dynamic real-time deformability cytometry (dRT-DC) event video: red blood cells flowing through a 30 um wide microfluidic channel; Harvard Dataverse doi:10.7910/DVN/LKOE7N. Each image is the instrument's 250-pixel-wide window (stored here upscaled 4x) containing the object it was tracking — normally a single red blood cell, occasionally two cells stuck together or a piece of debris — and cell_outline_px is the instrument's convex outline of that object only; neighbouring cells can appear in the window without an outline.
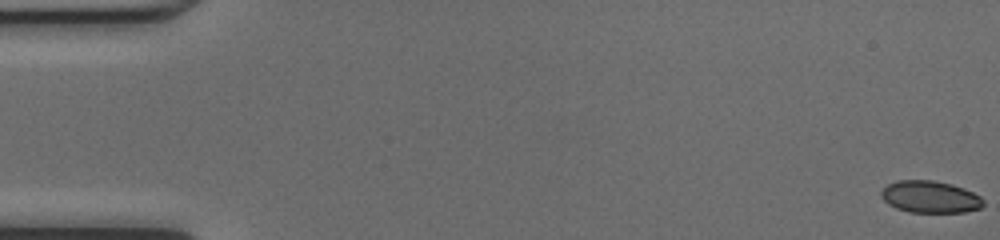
{"species": "common noctule bat (a hibernating species)", "species_latin": "Nyctalus noctula", "temperature_condition": "cold", "stored_images_in_passage": 49, "camera_frame_rate_fps": 3000, "um_per_image_px": 0.085, "animal": {"sex": "female", "body_mass_g": 17.0, "forearm_length_mm": 48.0}, "frame": {"image": 1, "passage_image": 1, "time_ms": 0.0, "image_size_px": [1000, 240], "cell_outline_px": [[984, 204], [980, 208], [964, 212], [908, 212], [896, 208], [888, 204], [880, 196], [880, 192], [888, 184], [896, 180], [932, 180], [952, 184], [964, 188], [980, 196], [984, 200]], "centroid_in_image_um": [79.05, 16.73], "position_along_channel_um": 6.0, "area_um2": 19.13}}
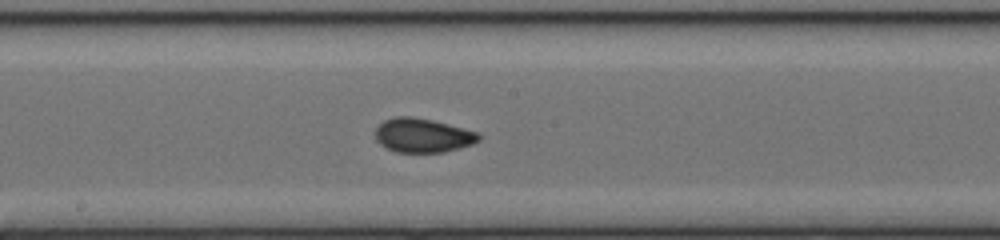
{"frame": {"image": 2, "passage_image": 27, "time_ms": 8.667, "image_size_px": [1000, 240], "cell_outline_px": [[480, 140], [472, 144], [460, 148], [444, 152], [396, 152], [380, 144], [376, 140], [376, 128], [384, 120], [396, 116], [412, 116], [432, 120], [464, 128], [476, 132], [480, 136]], "centroid_in_image_um": [35.93, 11.5], "position_along_channel_um": 212.3, "area_um2": 20.46}}
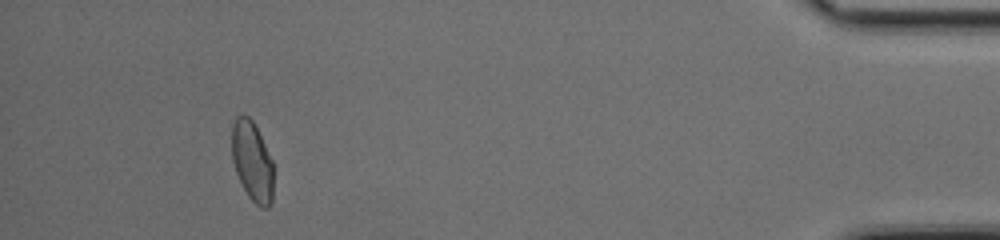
{"frame": {"image": 3, "passage_image": 46, "time_ms": 15.0, "image_size_px": [1000, 240], "cell_outline_px": [[272, 204], [268, 208], [260, 208], [248, 196], [236, 172], [232, 160], [232, 124], [236, 116], [248, 116], [252, 120], [272, 160]], "centroid_in_image_um": [21.43, 13.74], "position_along_channel_um": 413.8, "area_um2": 19.07}, "authors_computed_cell_mechanics": {"area_um2": 19.9988, "velocity_mm_per_s": 4.2525, "shape_relaxation_time_tau1_ms": 10.3757, "shape_relaxation_time_tau2_ms": 0.807, "deformation_change_tau1": 0.2015, "deformation_change_tau2": 0.0418}}